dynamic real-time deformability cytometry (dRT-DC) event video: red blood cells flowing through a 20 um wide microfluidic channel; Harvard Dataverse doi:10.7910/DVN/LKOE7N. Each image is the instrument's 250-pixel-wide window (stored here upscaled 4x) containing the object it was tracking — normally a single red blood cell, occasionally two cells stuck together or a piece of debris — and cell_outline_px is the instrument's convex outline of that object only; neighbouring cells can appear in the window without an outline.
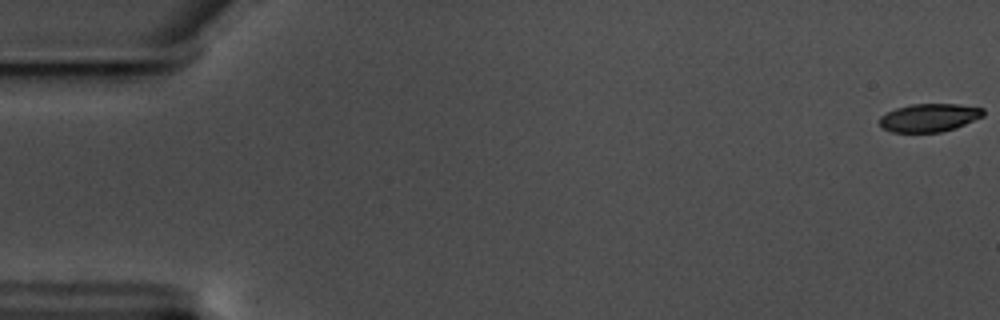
{"species": "common noctule bat (a hibernating species)", "species_latin": "Nyctalus noctula", "temperature_condition": "warm", "stored_images_in_passage": 59, "camera_frame_rate_fps": 3000, "um_per_image_px": 0.085, "animal": {"sex": "male", "body_mass_g": 17.5, "forearm_length_mm": 52.3}, "frame": {"image": 1, "passage_image": 1, "time_ms": 0.0, "image_size_px": [1000, 320], "cell_outline_px": [[984, 116], [956, 128], [940, 132], [892, 132], [884, 128], [880, 124], [880, 116], [896, 108], [912, 104], [956, 104], [984, 108]], "centroid_in_image_um": [79.01, 10.0], "position_along_channel_um": 6.0, "area_um2": 16.94}}
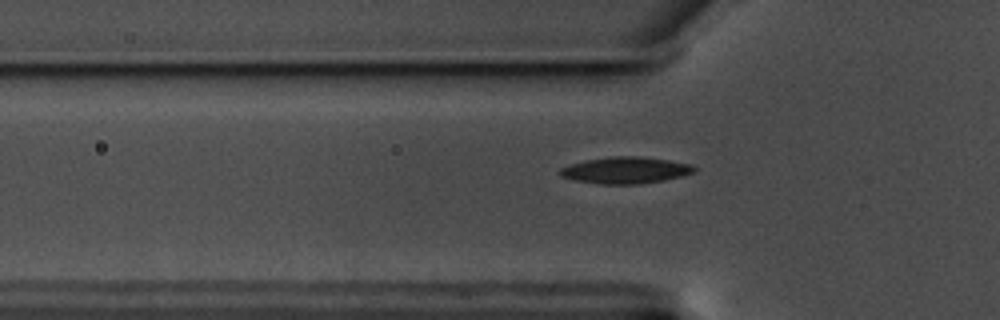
{"frame": {"image": 2, "passage_image": 20, "time_ms": 6.333, "image_size_px": [1000, 320], "cell_outline_px": [[696, 172], [664, 180], [640, 184], [600, 184], [576, 180], [560, 176], [556, 172], [560, 168], [584, 160], [612, 156], [640, 156], [668, 160], [692, 164], [696, 168]], "centroid_in_image_um": [53.16, 14.46], "position_along_channel_um": 72.6, "area_um2": 20.87}}
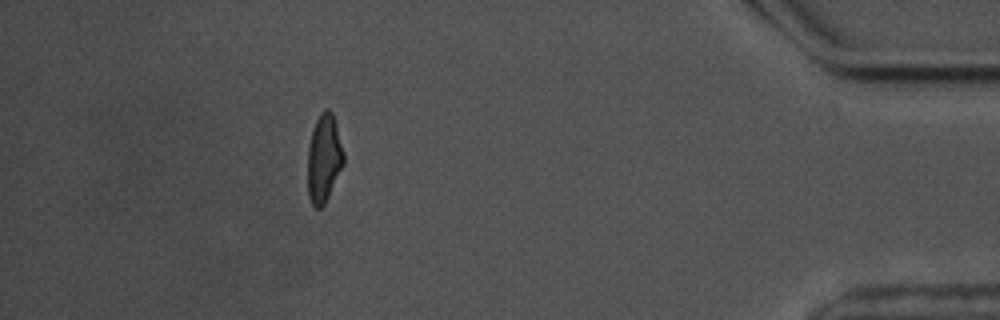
{"frame": {"image": 3, "passage_image": 53, "time_ms": 17.333, "image_size_px": [1000, 320], "cell_outline_px": [[344, 164], [324, 204], [320, 208], [316, 208], [312, 204], [308, 196], [308, 148], [312, 128], [320, 112], [324, 108], [328, 108], [332, 112], [336, 124], [344, 152]], "centroid_in_image_um": [27.53, 13.42], "position_along_channel_um": 407.7, "area_um2": 18.5}, "authors_computed_cell_mechanics": {"area_um2": 18.7272, "velocity_mm_per_s": 3.5312, "shape_relaxation_time_tau1_ms": 4.3699, "shape_relaxation_time_tau2_ms": 3.0113, "deformation_change_tau1": 0.1716, "deformation_change_tau2": 0.1075}}